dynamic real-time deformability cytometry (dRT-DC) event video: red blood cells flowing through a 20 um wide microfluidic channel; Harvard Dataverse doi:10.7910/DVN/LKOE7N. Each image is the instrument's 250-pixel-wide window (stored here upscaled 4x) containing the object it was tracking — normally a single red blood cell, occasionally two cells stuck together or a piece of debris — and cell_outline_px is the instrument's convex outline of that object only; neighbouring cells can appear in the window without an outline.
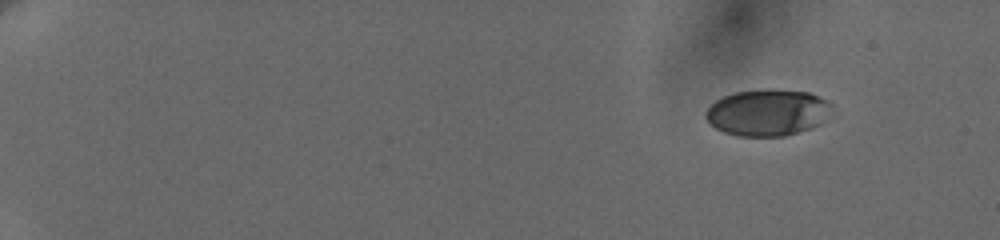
{"species": "human", "species_latin": "Homo sapiens", "temperature_condition": "cold", "stored_images_in_passage": 7, "camera_frame_rate_fps": 3000, "um_per_image_px": 0.085, "donor": {"sex": "female"}, "frame": {"image": 1, "passage_image": 1, "time_ms": 0.0, "image_size_px": [1000, 240], "cell_outline_px": [[836, 116], [812, 128], [800, 132], [784, 136], [736, 136], [724, 132], [716, 128], [704, 116], [704, 112], [716, 100], [724, 96], [736, 92], [808, 92], [820, 96], [828, 100], [836, 108]], "centroid_in_image_um": [65.37, 9.62], "position_along_channel_um": 19.6, "area_um2": 34.1}}
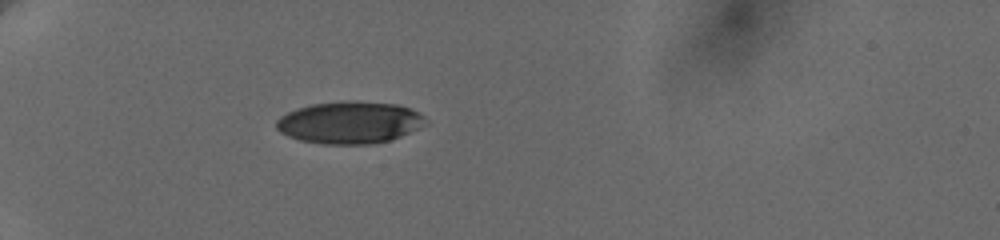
{"frame": {"image": 2, "passage_image": 7, "time_ms": 4.667, "image_size_px": [1000, 240], "cell_outline_px": [[428, 120], [424, 124], [400, 136], [388, 140], [368, 144], [324, 144], [300, 140], [288, 136], [280, 132], [276, 128], [276, 120], [280, 116], [288, 112], [312, 104], [352, 100], [396, 104], [408, 108], [424, 116]], "centroid_in_image_um": [29.68, 10.41], "position_along_channel_um": 55.3, "area_um2": 36.24}}